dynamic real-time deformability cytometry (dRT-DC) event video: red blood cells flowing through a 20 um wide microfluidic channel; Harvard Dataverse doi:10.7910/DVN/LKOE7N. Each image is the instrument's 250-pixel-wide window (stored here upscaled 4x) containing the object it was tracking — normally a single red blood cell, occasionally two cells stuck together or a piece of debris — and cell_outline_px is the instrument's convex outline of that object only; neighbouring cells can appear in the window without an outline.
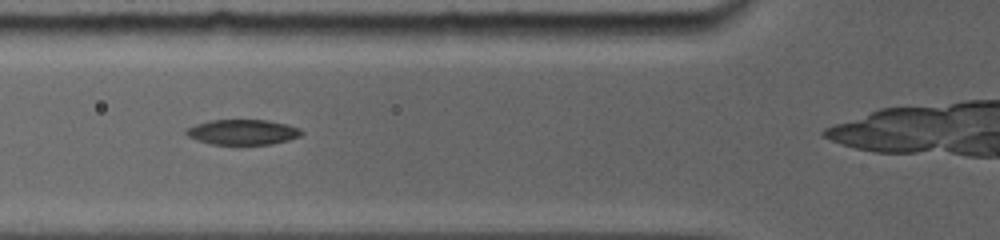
{"species": "common noctule bat (a hibernating species)", "species_latin": "Nyctalus noctula", "temperature_condition": "room temperature", "stored_images_in_passage": 25, "camera_frame_rate_fps": 5000, "um_per_image_px": 0.085, "animal": {"sex": "female", "body_mass_g": 19.0, "forearm_length_mm": 56.7}, "frame": {"image": 1, "passage_image": 3, "time_ms": 0.8, "image_size_px": [1000, 240], "cell_outline_px": [[304, 132], [300, 136], [288, 140], [272, 144], [212, 144], [196, 140], [188, 136], [184, 132], [184, 128], [208, 120], [268, 120], [288, 124], [300, 128]], "centroid_in_image_um": [20.62, 11.22], "position_along_channel_um": 105.2, "area_um2": 17.11}}
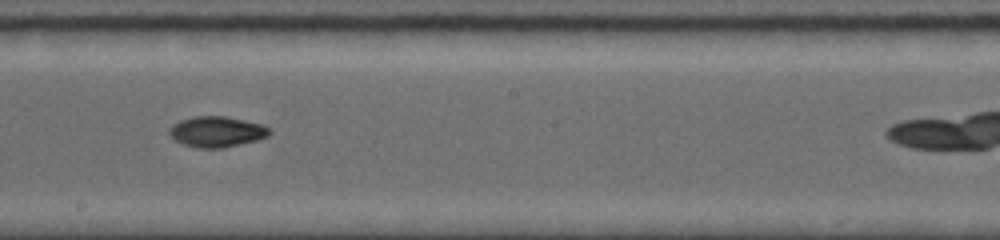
{"frame": {"image": 2, "passage_image": 12, "time_ms": 4.0, "image_size_px": [1000, 240], "cell_outline_px": [[272, 132], [268, 136], [256, 140], [220, 148], [196, 148], [180, 144], [168, 132], [168, 128], [172, 124], [180, 120], [192, 116], [228, 116], [264, 124], [272, 128]], "centroid_in_image_um": [18.43, 11.18], "position_along_channel_um": 229.8, "area_um2": 18.21}}
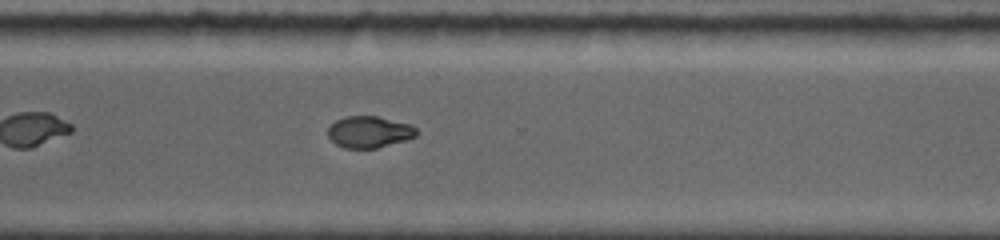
{"frame": {"image": 3, "passage_image": 20, "time_ms": 6.8, "image_size_px": [1000, 240], "cell_outline_px": [[420, 132], [416, 136], [404, 140], [376, 148], [344, 148], [336, 144], [328, 136], [328, 128], [336, 120], [348, 116], [376, 116], [412, 124]], "centroid_in_image_um": [31.41, 11.21], "position_along_channel_um": 339.2, "area_um2": 16.24}}